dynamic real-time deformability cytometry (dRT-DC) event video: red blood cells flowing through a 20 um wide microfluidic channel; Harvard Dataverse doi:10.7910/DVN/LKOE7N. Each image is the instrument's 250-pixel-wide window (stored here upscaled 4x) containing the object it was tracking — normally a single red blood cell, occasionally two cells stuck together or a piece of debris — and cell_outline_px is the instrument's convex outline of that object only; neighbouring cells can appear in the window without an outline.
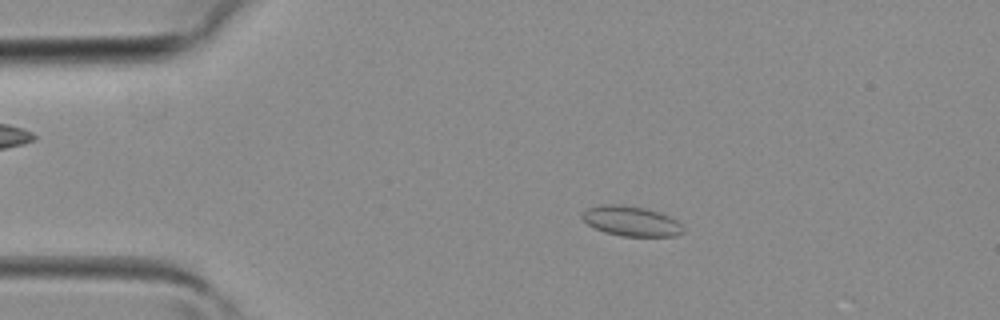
{"species": "common noctule bat (a hibernating species)", "species_latin": "Nyctalus noctula", "temperature_condition": "room temperature", "stored_images_in_passage": 3, "camera_frame_rate_fps": 3000, "um_per_image_px": 0.085, "animal": {"sex": "female", "body_mass_g": 19.3, "forearm_length_mm": 54.1}, "frame": {"image": 1, "passage_image": 2, "time_ms": 0.333, "image_size_px": [1000, 320], "cell_outline_px": [[684, 232], [676, 236], [620, 236], [604, 232], [588, 224], [580, 216], [580, 212], [588, 208], [600, 204], [624, 204], [644, 208], [660, 212], [676, 220], [684, 228]], "centroid_in_image_um": [53.62, 18.78], "position_along_channel_um": 31.4, "area_um2": 17.8}}